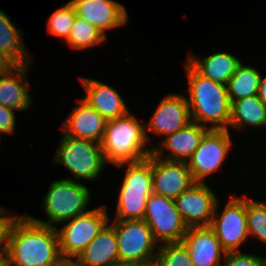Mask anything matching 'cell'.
Here are the masks:
<instances>
[{
  "label": "cell",
  "mask_w": 266,
  "mask_h": 266,
  "mask_svg": "<svg viewBox=\"0 0 266 266\" xmlns=\"http://www.w3.org/2000/svg\"><path fill=\"white\" fill-rule=\"evenodd\" d=\"M9 266H51L62 256L56 227L18 216L9 233Z\"/></svg>",
  "instance_id": "cell-1"
},
{
  "label": "cell",
  "mask_w": 266,
  "mask_h": 266,
  "mask_svg": "<svg viewBox=\"0 0 266 266\" xmlns=\"http://www.w3.org/2000/svg\"><path fill=\"white\" fill-rule=\"evenodd\" d=\"M183 66L191 121L211 130H230L231 102L227 85L201 75L187 60Z\"/></svg>",
  "instance_id": "cell-2"
},
{
  "label": "cell",
  "mask_w": 266,
  "mask_h": 266,
  "mask_svg": "<svg viewBox=\"0 0 266 266\" xmlns=\"http://www.w3.org/2000/svg\"><path fill=\"white\" fill-rule=\"evenodd\" d=\"M148 144L145 125L130 111L106 121L101 149L107 164L142 161L153 153Z\"/></svg>",
  "instance_id": "cell-3"
},
{
  "label": "cell",
  "mask_w": 266,
  "mask_h": 266,
  "mask_svg": "<svg viewBox=\"0 0 266 266\" xmlns=\"http://www.w3.org/2000/svg\"><path fill=\"white\" fill-rule=\"evenodd\" d=\"M115 166H126V171L118 192L113 220H143L148 197L153 193L151 154L142 161Z\"/></svg>",
  "instance_id": "cell-4"
},
{
  "label": "cell",
  "mask_w": 266,
  "mask_h": 266,
  "mask_svg": "<svg viewBox=\"0 0 266 266\" xmlns=\"http://www.w3.org/2000/svg\"><path fill=\"white\" fill-rule=\"evenodd\" d=\"M71 178L59 179L50 183L49 191L43 197V205H41L47 214V222L28 216L37 223L56 227L55 223L61 224L88 212L90 209H86L91 202V192L84 183H79Z\"/></svg>",
  "instance_id": "cell-5"
},
{
  "label": "cell",
  "mask_w": 266,
  "mask_h": 266,
  "mask_svg": "<svg viewBox=\"0 0 266 266\" xmlns=\"http://www.w3.org/2000/svg\"><path fill=\"white\" fill-rule=\"evenodd\" d=\"M53 160V164L65 166L78 181L98 179L107 164L101 144L74 138L63 132Z\"/></svg>",
  "instance_id": "cell-6"
},
{
  "label": "cell",
  "mask_w": 266,
  "mask_h": 266,
  "mask_svg": "<svg viewBox=\"0 0 266 266\" xmlns=\"http://www.w3.org/2000/svg\"><path fill=\"white\" fill-rule=\"evenodd\" d=\"M106 205L92 208L88 212L65 221L56 231L62 257L77 258L87 245L109 222ZM65 223V224H64Z\"/></svg>",
  "instance_id": "cell-7"
},
{
  "label": "cell",
  "mask_w": 266,
  "mask_h": 266,
  "mask_svg": "<svg viewBox=\"0 0 266 266\" xmlns=\"http://www.w3.org/2000/svg\"><path fill=\"white\" fill-rule=\"evenodd\" d=\"M112 221L111 225L117 239L119 261L155 262L159 244L155 241L152 230L144 219Z\"/></svg>",
  "instance_id": "cell-8"
},
{
  "label": "cell",
  "mask_w": 266,
  "mask_h": 266,
  "mask_svg": "<svg viewBox=\"0 0 266 266\" xmlns=\"http://www.w3.org/2000/svg\"><path fill=\"white\" fill-rule=\"evenodd\" d=\"M229 196V200L220 214H217L220 205L217 201L210 227L225 252H236L240 251L241 245L250 236L247 227L245 196L235 194Z\"/></svg>",
  "instance_id": "cell-9"
},
{
  "label": "cell",
  "mask_w": 266,
  "mask_h": 266,
  "mask_svg": "<svg viewBox=\"0 0 266 266\" xmlns=\"http://www.w3.org/2000/svg\"><path fill=\"white\" fill-rule=\"evenodd\" d=\"M143 219L159 245L181 242L188 230L174 200L155 193L148 197Z\"/></svg>",
  "instance_id": "cell-10"
},
{
  "label": "cell",
  "mask_w": 266,
  "mask_h": 266,
  "mask_svg": "<svg viewBox=\"0 0 266 266\" xmlns=\"http://www.w3.org/2000/svg\"><path fill=\"white\" fill-rule=\"evenodd\" d=\"M229 130H209L199 147L188 159L187 166L195 182L205 183V179L221 169L224 160L232 149Z\"/></svg>",
  "instance_id": "cell-11"
},
{
  "label": "cell",
  "mask_w": 266,
  "mask_h": 266,
  "mask_svg": "<svg viewBox=\"0 0 266 266\" xmlns=\"http://www.w3.org/2000/svg\"><path fill=\"white\" fill-rule=\"evenodd\" d=\"M185 94L164 95L157 104L156 110L145 124V133L149 145L151 138L148 132H152L162 139L166 136L186 127L191 121L189 105Z\"/></svg>",
  "instance_id": "cell-12"
},
{
  "label": "cell",
  "mask_w": 266,
  "mask_h": 266,
  "mask_svg": "<svg viewBox=\"0 0 266 266\" xmlns=\"http://www.w3.org/2000/svg\"><path fill=\"white\" fill-rule=\"evenodd\" d=\"M217 201L213 188L206 182H195L174 200L188 228L210 226Z\"/></svg>",
  "instance_id": "cell-13"
},
{
  "label": "cell",
  "mask_w": 266,
  "mask_h": 266,
  "mask_svg": "<svg viewBox=\"0 0 266 266\" xmlns=\"http://www.w3.org/2000/svg\"><path fill=\"white\" fill-rule=\"evenodd\" d=\"M153 193L175 200L194 183L186 162L167 161L151 153Z\"/></svg>",
  "instance_id": "cell-14"
},
{
  "label": "cell",
  "mask_w": 266,
  "mask_h": 266,
  "mask_svg": "<svg viewBox=\"0 0 266 266\" xmlns=\"http://www.w3.org/2000/svg\"><path fill=\"white\" fill-rule=\"evenodd\" d=\"M76 15L95 26L106 36V31L124 27L129 21L123 4L115 0H70Z\"/></svg>",
  "instance_id": "cell-15"
},
{
  "label": "cell",
  "mask_w": 266,
  "mask_h": 266,
  "mask_svg": "<svg viewBox=\"0 0 266 266\" xmlns=\"http://www.w3.org/2000/svg\"><path fill=\"white\" fill-rule=\"evenodd\" d=\"M209 130L198 123L190 122L186 127L160 139V146H151L153 154L167 161L187 162ZM164 149L169 152L167 155Z\"/></svg>",
  "instance_id": "cell-16"
},
{
  "label": "cell",
  "mask_w": 266,
  "mask_h": 266,
  "mask_svg": "<svg viewBox=\"0 0 266 266\" xmlns=\"http://www.w3.org/2000/svg\"><path fill=\"white\" fill-rule=\"evenodd\" d=\"M181 242L194 266H222L226 252L210 226L189 227Z\"/></svg>",
  "instance_id": "cell-17"
},
{
  "label": "cell",
  "mask_w": 266,
  "mask_h": 266,
  "mask_svg": "<svg viewBox=\"0 0 266 266\" xmlns=\"http://www.w3.org/2000/svg\"><path fill=\"white\" fill-rule=\"evenodd\" d=\"M75 106L62 124L65 135L97 142L101 144L104 136L106 120L83 99H77Z\"/></svg>",
  "instance_id": "cell-18"
},
{
  "label": "cell",
  "mask_w": 266,
  "mask_h": 266,
  "mask_svg": "<svg viewBox=\"0 0 266 266\" xmlns=\"http://www.w3.org/2000/svg\"><path fill=\"white\" fill-rule=\"evenodd\" d=\"M79 80L86 90V95L82 99L106 121L121 117L130 111L115 88L93 78L81 76Z\"/></svg>",
  "instance_id": "cell-19"
},
{
  "label": "cell",
  "mask_w": 266,
  "mask_h": 266,
  "mask_svg": "<svg viewBox=\"0 0 266 266\" xmlns=\"http://www.w3.org/2000/svg\"><path fill=\"white\" fill-rule=\"evenodd\" d=\"M28 65H16L6 74L0 75V105L15 111L29 109L33 98L30 93L28 82Z\"/></svg>",
  "instance_id": "cell-20"
},
{
  "label": "cell",
  "mask_w": 266,
  "mask_h": 266,
  "mask_svg": "<svg viewBox=\"0 0 266 266\" xmlns=\"http://www.w3.org/2000/svg\"><path fill=\"white\" fill-rule=\"evenodd\" d=\"M110 221L76 258L80 266H112L119 261L116 234Z\"/></svg>",
  "instance_id": "cell-21"
},
{
  "label": "cell",
  "mask_w": 266,
  "mask_h": 266,
  "mask_svg": "<svg viewBox=\"0 0 266 266\" xmlns=\"http://www.w3.org/2000/svg\"><path fill=\"white\" fill-rule=\"evenodd\" d=\"M187 59L201 75L223 85H227L242 62L235 55L227 52H214L202 58L190 53Z\"/></svg>",
  "instance_id": "cell-22"
},
{
  "label": "cell",
  "mask_w": 266,
  "mask_h": 266,
  "mask_svg": "<svg viewBox=\"0 0 266 266\" xmlns=\"http://www.w3.org/2000/svg\"><path fill=\"white\" fill-rule=\"evenodd\" d=\"M248 125L266 128V105L257 95L231 102L229 127L241 131Z\"/></svg>",
  "instance_id": "cell-23"
},
{
  "label": "cell",
  "mask_w": 266,
  "mask_h": 266,
  "mask_svg": "<svg viewBox=\"0 0 266 266\" xmlns=\"http://www.w3.org/2000/svg\"><path fill=\"white\" fill-rule=\"evenodd\" d=\"M22 31L12 23L10 17L0 9V52L16 65L33 64L32 56L24 44Z\"/></svg>",
  "instance_id": "cell-24"
},
{
  "label": "cell",
  "mask_w": 266,
  "mask_h": 266,
  "mask_svg": "<svg viewBox=\"0 0 266 266\" xmlns=\"http://www.w3.org/2000/svg\"><path fill=\"white\" fill-rule=\"evenodd\" d=\"M261 72L242 62L227 83L230 102L257 95Z\"/></svg>",
  "instance_id": "cell-25"
},
{
  "label": "cell",
  "mask_w": 266,
  "mask_h": 266,
  "mask_svg": "<svg viewBox=\"0 0 266 266\" xmlns=\"http://www.w3.org/2000/svg\"><path fill=\"white\" fill-rule=\"evenodd\" d=\"M108 39L95 26L76 16L70 35L65 43L75 50H87L95 46H100Z\"/></svg>",
  "instance_id": "cell-26"
},
{
  "label": "cell",
  "mask_w": 266,
  "mask_h": 266,
  "mask_svg": "<svg viewBox=\"0 0 266 266\" xmlns=\"http://www.w3.org/2000/svg\"><path fill=\"white\" fill-rule=\"evenodd\" d=\"M245 211L249 236L266 244V203L245 197Z\"/></svg>",
  "instance_id": "cell-27"
},
{
  "label": "cell",
  "mask_w": 266,
  "mask_h": 266,
  "mask_svg": "<svg viewBox=\"0 0 266 266\" xmlns=\"http://www.w3.org/2000/svg\"><path fill=\"white\" fill-rule=\"evenodd\" d=\"M154 266H194L182 242L159 245Z\"/></svg>",
  "instance_id": "cell-28"
},
{
  "label": "cell",
  "mask_w": 266,
  "mask_h": 266,
  "mask_svg": "<svg viewBox=\"0 0 266 266\" xmlns=\"http://www.w3.org/2000/svg\"><path fill=\"white\" fill-rule=\"evenodd\" d=\"M76 16L72 5L67 2V4L55 10L50 18H48V33L66 41L70 35Z\"/></svg>",
  "instance_id": "cell-29"
},
{
  "label": "cell",
  "mask_w": 266,
  "mask_h": 266,
  "mask_svg": "<svg viewBox=\"0 0 266 266\" xmlns=\"http://www.w3.org/2000/svg\"><path fill=\"white\" fill-rule=\"evenodd\" d=\"M222 266H265V257L242 251L226 252Z\"/></svg>",
  "instance_id": "cell-30"
},
{
  "label": "cell",
  "mask_w": 266,
  "mask_h": 266,
  "mask_svg": "<svg viewBox=\"0 0 266 266\" xmlns=\"http://www.w3.org/2000/svg\"><path fill=\"white\" fill-rule=\"evenodd\" d=\"M8 213H10V210L6 208L0 212V252H7L9 233L15 219L18 217L7 215Z\"/></svg>",
  "instance_id": "cell-31"
},
{
  "label": "cell",
  "mask_w": 266,
  "mask_h": 266,
  "mask_svg": "<svg viewBox=\"0 0 266 266\" xmlns=\"http://www.w3.org/2000/svg\"><path fill=\"white\" fill-rule=\"evenodd\" d=\"M15 110L0 105V133L14 134L16 127Z\"/></svg>",
  "instance_id": "cell-32"
},
{
  "label": "cell",
  "mask_w": 266,
  "mask_h": 266,
  "mask_svg": "<svg viewBox=\"0 0 266 266\" xmlns=\"http://www.w3.org/2000/svg\"><path fill=\"white\" fill-rule=\"evenodd\" d=\"M15 66L16 64L9 57L0 52V75L6 74Z\"/></svg>",
  "instance_id": "cell-33"
},
{
  "label": "cell",
  "mask_w": 266,
  "mask_h": 266,
  "mask_svg": "<svg viewBox=\"0 0 266 266\" xmlns=\"http://www.w3.org/2000/svg\"><path fill=\"white\" fill-rule=\"evenodd\" d=\"M257 96L266 105V76H261Z\"/></svg>",
  "instance_id": "cell-34"
},
{
  "label": "cell",
  "mask_w": 266,
  "mask_h": 266,
  "mask_svg": "<svg viewBox=\"0 0 266 266\" xmlns=\"http://www.w3.org/2000/svg\"><path fill=\"white\" fill-rule=\"evenodd\" d=\"M51 266H80V264L76 258L61 257Z\"/></svg>",
  "instance_id": "cell-35"
},
{
  "label": "cell",
  "mask_w": 266,
  "mask_h": 266,
  "mask_svg": "<svg viewBox=\"0 0 266 266\" xmlns=\"http://www.w3.org/2000/svg\"><path fill=\"white\" fill-rule=\"evenodd\" d=\"M112 266H154V263L118 261L115 264H113Z\"/></svg>",
  "instance_id": "cell-36"
},
{
  "label": "cell",
  "mask_w": 266,
  "mask_h": 266,
  "mask_svg": "<svg viewBox=\"0 0 266 266\" xmlns=\"http://www.w3.org/2000/svg\"><path fill=\"white\" fill-rule=\"evenodd\" d=\"M0 266H9L8 252H0Z\"/></svg>",
  "instance_id": "cell-37"
}]
</instances>
